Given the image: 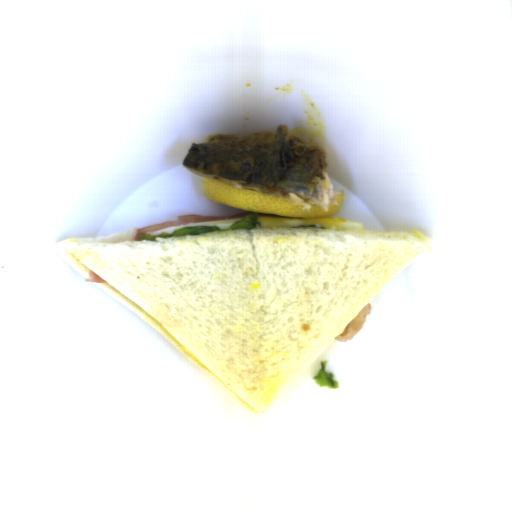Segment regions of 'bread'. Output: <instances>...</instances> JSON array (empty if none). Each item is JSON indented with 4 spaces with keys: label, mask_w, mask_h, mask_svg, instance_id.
Here are the masks:
<instances>
[{
    "label": "bread",
    "mask_w": 512,
    "mask_h": 512,
    "mask_svg": "<svg viewBox=\"0 0 512 512\" xmlns=\"http://www.w3.org/2000/svg\"><path fill=\"white\" fill-rule=\"evenodd\" d=\"M143 228V227H141ZM68 238L65 264L252 413L271 411L377 294L431 249L421 232L245 228Z\"/></svg>",
    "instance_id": "8d2b1439"
}]
</instances>
